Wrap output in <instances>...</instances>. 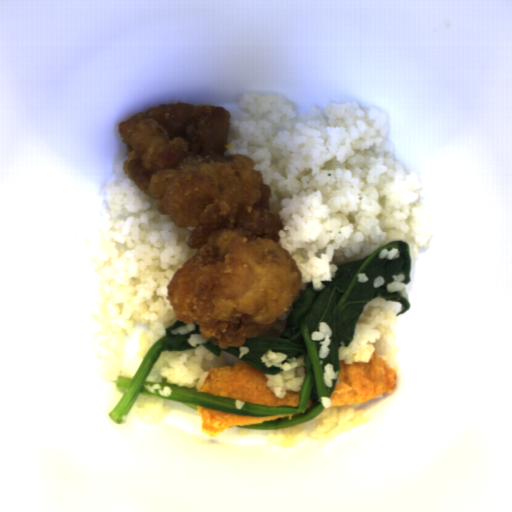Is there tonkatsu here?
<instances>
[{"instance_id": "d4beea91", "label": "tonkatsu", "mask_w": 512, "mask_h": 512, "mask_svg": "<svg viewBox=\"0 0 512 512\" xmlns=\"http://www.w3.org/2000/svg\"><path fill=\"white\" fill-rule=\"evenodd\" d=\"M265 375L268 374L240 359L234 365L207 370L204 383L196 391L271 407L299 406L298 390L278 398L266 386Z\"/></svg>"}, {"instance_id": "3a3dc1c2", "label": "tonkatsu", "mask_w": 512, "mask_h": 512, "mask_svg": "<svg viewBox=\"0 0 512 512\" xmlns=\"http://www.w3.org/2000/svg\"><path fill=\"white\" fill-rule=\"evenodd\" d=\"M340 370L331 393V405H360L381 394L394 392L396 372L377 353L368 362L346 364L339 360Z\"/></svg>"}, {"instance_id": "08166bc2", "label": "tonkatsu", "mask_w": 512, "mask_h": 512, "mask_svg": "<svg viewBox=\"0 0 512 512\" xmlns=\"http://www.w3.org/2000/svg\"><path fill=\"white\" fill-rule=\"evenodd\" d=\"M313 403V399L309 398L301 413H286L276 416H247L228 413L202 405H197L196 409L197 412L201 414L202 433L214 438L219 433L227 431L233 427L265 424L305 415L312 407Z\"/></svg>"}]
</instances>
